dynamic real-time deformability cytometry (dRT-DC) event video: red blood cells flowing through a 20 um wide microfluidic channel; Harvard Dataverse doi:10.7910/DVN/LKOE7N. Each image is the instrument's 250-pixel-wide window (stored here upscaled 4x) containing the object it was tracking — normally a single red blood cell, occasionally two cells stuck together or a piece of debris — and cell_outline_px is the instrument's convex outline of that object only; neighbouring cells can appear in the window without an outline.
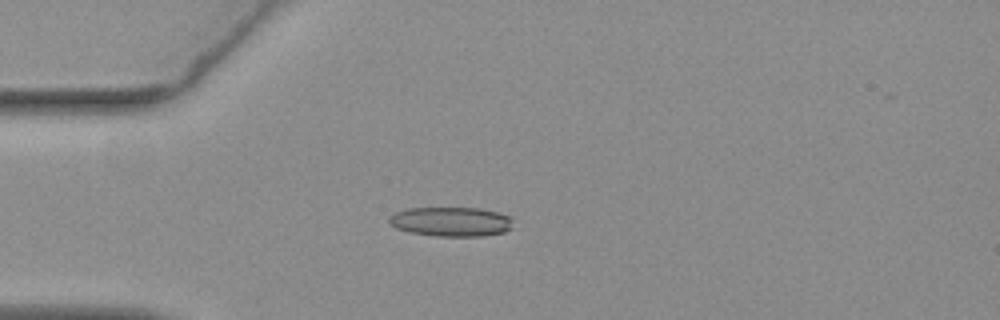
{"species": "common noctule bat (a hibernating species)", "species_latin": "Nyctalus noctula", "temperature_condition": "warm", "stored_images_in_passage": 41, "camera_frame_rate_fps": 3000, "um_per_image_px": 0.085, "animal": {"sex": "female", "body_mass_g": 19.3, "forearm_length_mm": 54.1}, "frame": {"image": 1, "passage_image": 1, "time_ms": 0.0, "image_size_px": [1000, 320], "cell_outline_px": [[512, 228], [504, 232], [484, 236], [436, 236], [408, 232], [396, 228], [388, 220], [388, 216], [396, 212], [408, 208], [480, 208], [512, 216]], "centroid_in_image_um": [38.36, 18.84], "position_along_channel_um": 46.6, "area_um2": 21.39}}
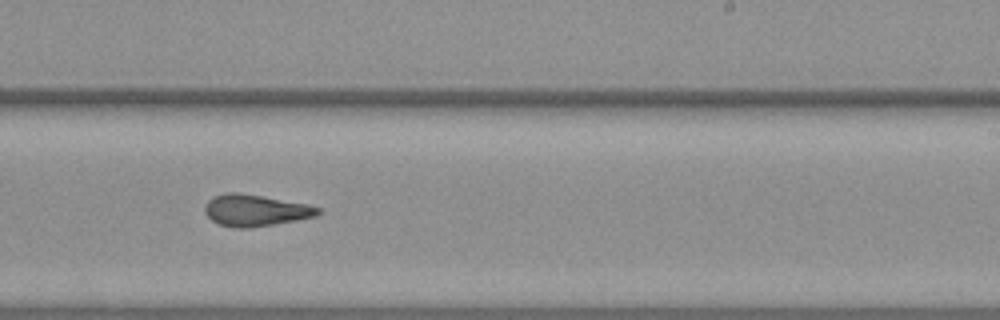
{"frame": {"image": 2, "passage_image": 20, "time_ms": 6.333, "image_size_px": [1000, 320], "cell_outline_px": [[320, 212], [316, 216], [296, 220], [248, 228], [232, 228], [216, 224], [204, 212], [204, 208], [208, 200], [212, 196], [228, 192], [236, 192], [308, 204], [320, 208]], "centroid_in_image_um": [21.66, 17.88], "position_along_channel_um": 267.3, "area_um2": 20.75}}
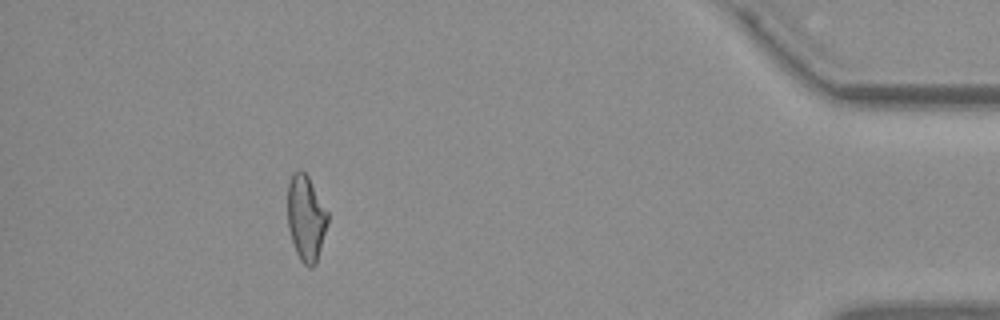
{"frame": {"image": 3, "passage_image": 36, "time_ms": 11.667, "image_size_px": [1000, 320], "cell_outline_px": [[328, 224], [316, 264], [312, 268], [308, 268], [300, 260], [296, 252], [288, 228], [288, 184], [292, 172], [300, 168], [308, 176], [328, 212]], "centroid_in_image_um": [26.01, 18.54], "position_along_channel_um": 409.2, "area_um2": 20.17}, "authors_computed_cell_mechanics": {"area_um2": 20.7502, "velocity_mm_per_s": 3.7467, "shape_relaxation_time_tau1_ms": 6.8145, "shape_relaxation_time_tau2_ms": 1.9034, "deformation_change_tau1": 0.2122, "deformation_change_tau2": 0.1177}}